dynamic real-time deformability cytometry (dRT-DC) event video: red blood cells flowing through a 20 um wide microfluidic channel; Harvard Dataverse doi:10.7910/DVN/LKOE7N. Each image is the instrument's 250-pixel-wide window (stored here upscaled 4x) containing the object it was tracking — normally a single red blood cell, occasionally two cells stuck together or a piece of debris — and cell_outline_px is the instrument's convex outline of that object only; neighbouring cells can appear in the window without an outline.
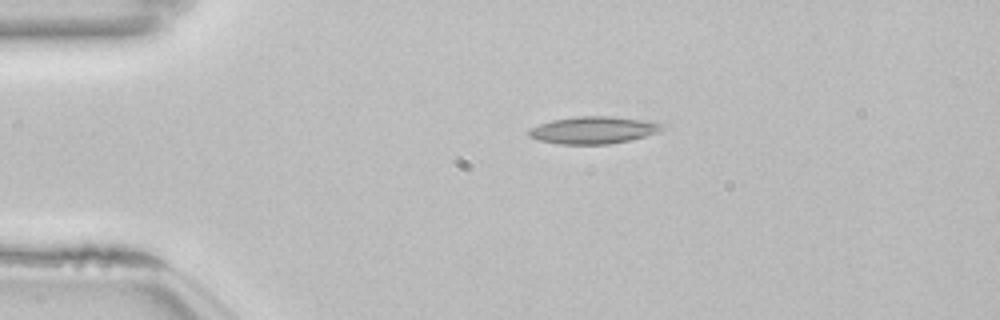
{"species": "common noctule bat (a hibernating species)", "species_latin": "Nyctalus noctula", "temperature_condition": "room temperature", "stored_images_in_passage": 43, "camera_frame_rate_fps": 3000, "um_per_image_px": 0.085, "animal": {"sex": "female", "body_mass_g": 22.7, "forearm_length_mm": 54.2}, "frame": {"image": 1, "passage_image": 1, "time_ms": 0.0, "image_size_px": [1000, 320], "cell_outline_px": [[668, 128], [644, 136], [628, 140], [608, 144], [560, 144], [540, 140], [528, 136], [528, 132], [532, 128], [540, 124], [552, 120], [576, 116], [612, 116], [652, 120], [668, 124]], "centroid_in_image_um": [50.54, 11.03], "position_along_channel_um": 34.5, "area_um2": 21.33}}
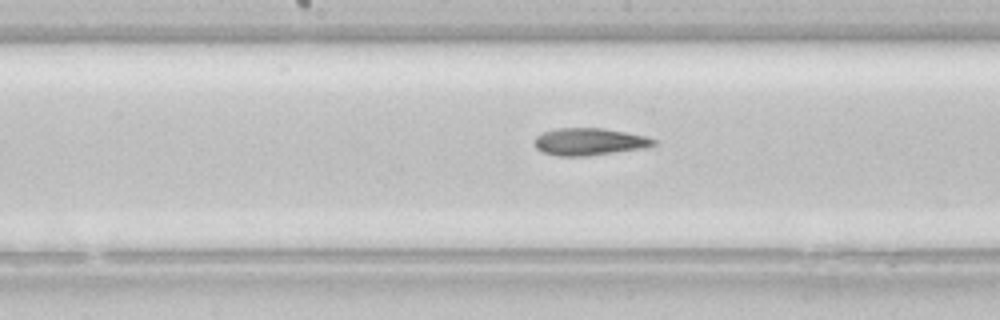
{"frame": {"image": 2, "passage_image": 17, "time_ms": 5.333, "image_size_px": [1000, 320], "cell_outline_px": [[656, 144], [648, 148], [588, 156], [556, 156], [544, 152], [536, 148], [532, 144], [532, 140], [536, 136], [544, 132], [556, 128], [604, 128], [648, 136], [656, 140]], "centroid_in_image_um": [50.1, 12.05], "position_along_channel_um": 198.1, "area_um2": 19.31}}
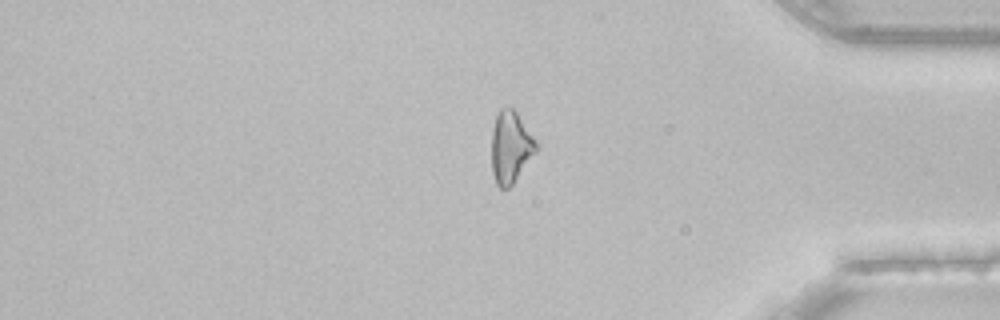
{"frame": {"image": 3, "passage_image": 34, "time_ms": 11.0, "image_size_px": [1000, 320], "cell_outline_px": [[536, 152], [512, 184], [508, 188], [500, 188], [496, 184], [492, 172], [492, 128], [496, 116], [500, 108], [512, 108], [516, 112], [536, 140]], "centroid_in_image_um": [43.38, 12.51], "position_along_channel_um": 391.8, "area_um2": 18.38}, "authors_computed_cell_mechanics": {"area_um2": 19.3052, "velocity_mm_per_s": 3.855, "shape_relaxation_time_tau1_ms": 8.0546, "shape_relaxation_time_tau2_ms": 5.5031, "deformation_change_tau1": 0.1919, "deformation_change_tau2": 0.1547}}